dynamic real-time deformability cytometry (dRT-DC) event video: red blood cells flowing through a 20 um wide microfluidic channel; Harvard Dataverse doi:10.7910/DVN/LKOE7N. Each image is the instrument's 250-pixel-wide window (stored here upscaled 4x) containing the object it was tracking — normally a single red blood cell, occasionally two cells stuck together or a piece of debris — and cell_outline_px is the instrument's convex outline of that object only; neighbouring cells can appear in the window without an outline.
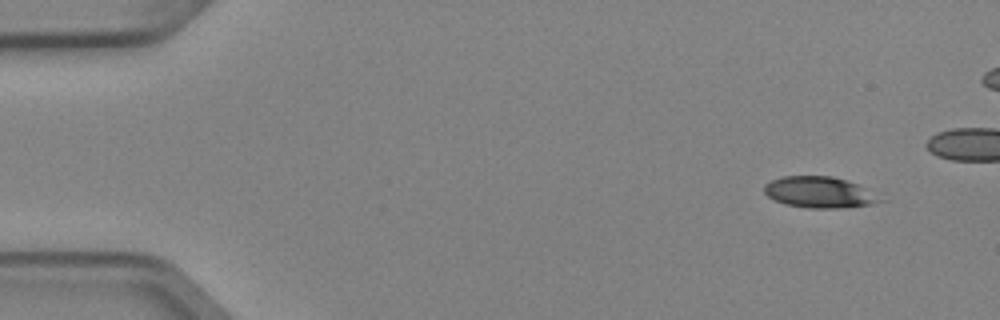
{"species": "Egyptian fruit bat (a non-hibernating species)", "species_latin": "Rousettus aegyptiacus", "temperature_condition": "cold", "stored_images_in_passage": 6, "camera_frame_rate_fps": 3000, "um_per_image_px": 0.085, "animal": {"sex": "female"}, "frame": {"image": 1, "passage_image": 1, "time_ms": 0.0, "image_size_px": [1000, 320], "cell_outline_px": [[888, 200], [872, 204], [840, 208], [808, 208], [784, 204], [768, 196], [764, 192], [764, 184], [772, 180], [784, 176], [832, 176], [856, 184]], "centroid_in_image_um": [69.65, 16.35], "position_along_channel_um": 15.3, "area_um2": 20.92}}